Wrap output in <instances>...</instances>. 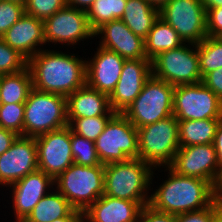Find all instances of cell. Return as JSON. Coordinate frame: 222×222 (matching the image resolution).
<instances>
[{
  "label": "cell",
  "mask_w": 222,
  "mask_h": 222,
  "mask_svg": "<svg viewBox=\"0 0 222 222\" xmlns=\"http://www.w3.org/2000/svg\"><path fill=\"white\" fill-rule=\"evenodd\" d=\"M94 34L104 35L100 46L118 53L125 60L147 59L144 39L134 34L121 19L103 24Z\"/></svg>",
  "instance_id": "17"
},
{
  "label": "cell",
  "mask_w": 222,
  "mask_h": 222,
  "mask_svg": "<svg viewBox=\"0 0 222 222\" xmlns=\"http://www.w3.org/2000/svg\"><path fill=\"white\" fill-rule=\"evenodd\" d=\"M38 169L35 137L18 136L0 155V185H11Z\"/></svg>",
  "instance_id": "15"
},
{
  "label": "cell",
  "mask_w": 222,
  "mask_h": 222,
  "mask_svg": "<svg viewBox=\"0 0 222 222\" xmlns=\"http://www.w3.org/2000/svg\"><path fill=\"white\" fill-rule=\"evenodd\" d=\"M214 202L202 210L176 215V222H213Z\"/></svg>",
  "instance_id": "37"
},
{
  "label": "cell",
  "mask_w": 222,
  "mask_h": 222,
  "mask_svg": "<svg viewBox=\"0 0 222 222\" xmlns=\"http://www.w3.org/2000/svg\"><path fill=\"white\" fill-rule=\"evenodd\" d=\"M173 115L178 121L222 119V100L202 81L177 85L173 91Z\"/></svg>",
  "instance_id": "9"
},
{
  "label": "cell",
  "mask_w": 222,
  "mask_h": 222,
  "mask_svg": "<svg viewBox=\"0 0 222 222\" xmlns=\"http://www.w3.org/2000/svg\"><path fill=\"white\" fill-rule=\"evenodd\" d=\"M159 17L184 43L198 44L207 37L206 10L201 0H169L159 9Z\"/></svg>",
  "instance_id": "11"
},
{
  "label": "cell",
  "mask_w": 222,
  "mask_h": 222,
  "mask_svg": "<svg viewBox=\"0 0 222 222\" xmlns=\"http://www.w3.org/2000/svg\"><path fill=\"white\" fill-rule=\"evenodd\" d=\"M43 22L46 43L73 45L79 40L95 36L84 10L65 6Z\"/></svg>",
  "instance_id": "14"
},
{
  "label": "cell",
  "mask_w": 222,
  "mask_h": 222,
  "mask_svg": "<svg viewBox=\"0 0 222 222\" xmlns=\"http://www.w3.org/2000/svg\"><path fill=\"white\" fill-rule=\"evenodd\" d=\"M66 6V0H27L24 4L25 13L45 20Z\"/></svg>",
  "instance_id": "34"
},
{
  "label": "cell",
  "mask_w": 222,
  "mask_h": 222,
  "mask_svg": "<svg viewBox=\"0 0 222 222\" xmlns=\"http://www.w3.org/2000/svg\"><path fill=\"white\" fill-rule=\"evenodd\" d=\"M145 53L150 61L158 54L180 47L183 40L178 33L160 17L154 22L144 39Z\"/></svg>",
  "instance_id": "25"
},
{
  "label": "cell",
  "mask_w": 222,
  "mask_h": 222,
  "mask_svg": "<svg viewBox=\"0 0 222 222\" xmlns=\"http://www.w3.org/2000/svg\"><path fill=\"white\" fill-rule=\"evenodd\" d=\"M32 86L29 68L14 74L0 75L1 104L25 103Z\"/></svg>",
  "instance_id": "27"
},
{
  "label": "cell",
  "mask_w": 222,
  "mask_h": 222,
  "mask_svg": "<svg viewBox=\"0 0 222 222\" xmlns=\"http://www.w3.org/2000/svg\"><path fill=\"white\" fill-rule=\"evenodd\" d=\"M18 136L15 132L0 127V155L11 147Z\"/></svg>",
  "instance_id": "40"
},
{
  "label": "cell",
  "mask_w": 222,
  "mask_h": 222,
  "mask_svg": "<svg viewBox=\"0 0 222 222\" xmlns=\"http://www.w3.org/2000/svg\"><path fill=\"white\" fill-rule=\"evenodd\" d=\"M54 184L74 209L84 212L104 194V164L81 166L73 163L54 179Z\"/></svg>",
  "instance_id": "5"
},
{
  "label": "cell",
  "mask_w": 222,
  "mask_h": 222,
  "mask_svg": "<svg viewBox=\"0 0 222 222\" xmlns=\"http://www.w3.org/2000/svg\"><path fill=\"white\" fill-rule=\"evenodd\" d=\"M34 89L65 97L86 84V61L73 55L40 50L28 59Z\"/></svg>",
  "instance_id": "1"
},
{
  "label": "cell",
  "mask_w": 222,
  "mask_h": 222,
  "mask_svg": "<svg viewBox=\"0 0 222 222\" xmlns=\"http://www.w3.org/2000/svg\"><path fill=\"white\" fill-rule=\"evenodd\" d=\"M207 36L219 37L222 34V6L206 10Z\"/></svg>",
  "instance_id": "36"
},
{
  "label": "cell",
  "mask_w": 222,
  "mask_h": 222,
  "mask_svg": "<svg viewBox=\"0 0 222 222\" xmlns=\"http://www.w3.org/2000/svg\"><path fill=\"white\" fill-rule=\"evenodd\" d=\"M152 76L149 59L125 60L115 89L109 95L111 109L123 113L141 93L145 82Z\"/></svg>",
  "instance_id": "16"
},
{
  "label": "cell",
  "mask_w": 222,
  "mask_h": 222,
  "mask_svg": "<svg viewBox=\"0 0 222 222\" xmlns=\"http://www.w3.org/2000/svg\"><path fill=\"white\" fill-rule=\"evenodd\" d=\"M52 185H55L54 179L39 169L9 185L13 186V208L17 222L27 218L41 198L49 193L46 189Z\"/></svg>",
  "instance_id": "19"
},
{
  "label": "cell",
  "mask_w": 222,
  "mask_h": 222,
  "mask_svg": "<svg viewBox=\"0 0 222 222\" xmlns=\"http://www.w3.org/2000/svg\"><path fill=\"white\" fill-rule=\"evenodd\" d=\"M151 170V165L138 158L105 164L104 195L136 201L142 207L147 206L150 197L145 192L151 183Z\"/></svg>",
  "instance_id": "3"
},
{
  "label": "cell",
  "mask_w": 222,
  "mask_h": 222,
  "mask_svg": "<svg viewBox=\"0 0 222 222\" xmlns=\"http://www.w3.org/2000/svg\"><path fill=\"white\" fill-rule=\"evenodd\" d=\"M71 150L74 163L81 166H98L101 161L98 158L95 143L92 140L81 137L71 130Z\"/></svg>",
  "instance_id": "31"
},
{
  "label": "cell",
  "mask_w": 222,
  "mask_h": 222,
  "mask_svg": "<svg viewBox=\"0 0 222 222\" xmlns=\"http://www.w3.org/2000/svg\"><path fill=\"white\" fill-rule=\"evenodd\" d=\"M24 14V4L14 1H0V38Z\"/></svg>",
  "instance_id": "35"
},
{
  "label": "cell",
  "mask_w": 222,
  "mask_h": 222,
  "mask_svg": "<svg viewBox=\"0 0 222 222\" xmlns=\"http://www.w3.org/2000/svg\"><path fill=\"white\" fill-rule=\"evenodd\" d=\"M202 82L222 100V67L209 72Z\"/></svg>",
  "instance_id": "39"
},
{
  "label": "cell",
  "mask_w": 222,
  "mask_h": 222,
  "mask_svg": "<svg viewBox=\"0 0 222 222\" xmlns=\"http://www.w3.org/2000/svg\"><path fill=\"white\" fill-rule=\"evenodd\" d=\"M191 45L195 50L182 44L154 57L151 60L152 76L173 86L201 82L197 46L193 43Z\"/></svg>",
  "instance_id": "10"
},
{
  "label": "cell",
  "mask_w": 222,
  "mask_h": 222,
  "mask_svg": "<svg viewBox=\"0 0 222 222\" xmlns=\"http://www.w3.org/2000/svg\"><path fill=\"white\" fill-rule=\"evenodd\" d=\"M142 206L136 201L99 197L84 211L87 222H137Z\"/></svg>",
  "instance_id": "21"
},
{
  "label": "cell",
  "mask_w": 222,
  "mask_h": 222,
  "mask_svg": "<svg viewBox=\"0 0 222 222\" xmlns=\"http://www.w3.org/2000/svg\"><path fill=\"white\" fill-rule=\"evenodd\" d=\"M24 112V103L1 104L0 127L23 136Z\"/></svg>",
  "instance_id": "32"
},
{
  "label": "cell",
  "mask_w": 222,
  "mask_h": 222,
  "mask_svg": "<svg viewBox=\"0 0 222 222\" xmlns=\"http://www.w3.org/2000/svg\"><path fill=\"white\" fill-rule=\"evenodd\" d=\"M205 10L222 6V0H201Z\"/></svg>",
  "instance_id": "44"
},
{
  "label": "cell",
  "mask_w": 222,
  "mask_h": 222,
  "mask_svg": "<svg viewBox=\"0 0 222 222\" xmlns=\"http://www.w3.org/2000/svg\"><path fill=\"white\" fill-rule=\"evenodd\" d=\"M94 2L95 0H66V6L88 11Z\"/></svg>",
  "instance_id": "43"
},
{
  "label": "cell",
  "mask_w": 222,
  "mask_h": 222,
  "mask_svg": "<svg viewBox=\"0 0 222 222\" xmlns=\"http://www.w3.org/2000/svg\"><path fill=\"white\" fill-rule=\"evenodd\" d=\"M214 146L217 154V161L219 169L222 172V120L219 122V125L216 130Z\"/></svg>",
  "instance_id": "41"
},
{
  "label": "cell",
  "mask_w": 222,
  "mask_h": 222,
  "mask_svg": "<svg viewBox=\"0 0 222 222\" xmlns=\"http://www.w3.org/2000/svg\"><path fill=\"white\" fill-rule=\"evenodd\" d=\"M95 54L92 61H86V84L110 95L119 81L125 59L101 46Z\"/></svg>",
  "instance_id": "18"
},
{
  "label": "cell",
  "mask_w": 222,
  "mask_h": 222,
  "mask_svg": "<svg viewBox=\"0 0 222 222\" xmlns=\"http://www.w3.org/2000/svg\"><path fill=\"white\" fill-rule=\"evenodd\" d=\"M138 159L152 167H169L180 148L178 120L174 115L152 124L137 128Z\"/></svg>",
  "instance_id": "6"
},
{
  "label": "cell",
  "mask_w": 222,
  "mask_h": 222,
  "mask_svg": "<svg viewBox=\"0 0 222 222\" xmlns=\"http://www.w3.org/2000/svg\"><path fill=\"white\" fill-rule=\"evenodd\" d=\"M222 119L178 121L180 147L214 143L219 122Z\"/></svg>",
  "instance_id": "24"
},
{
  "label": "cell",
  "mask_w": 222,
  "mask_h": 222,
  "mask_svg": "<svg viewBox=\"0 0 222 222\" xmlns=\"http://www.w3.org/2000/svg\"><path fill=\"white\" fill-rule=\"evenodd\" d=\"M216 201L220 208H222V182H219L216 188Z\"/></svg>",
  "instance_id": "46"
},
{
  "label": "cell",
  "mask_w": 222,
  "mask_h": 222,
  "mask_svg": "<svg viewBox=\"0 0 222 222\" xmlns=\"http://www.w3.org/2000/svg\"><path fill=\"white\" fill-rule=\"evenodd\" d=\"M1 39L29 59L41 50L36 49L37 46L46 43L44 22L25 13L5 32Z\"/></svg>",
  "instance_id": "20"
},
{
  "label": "cell",
  "mask_w": 222,
  "mask_h": 222,
  "mask_svg": "<svg viewBox=\"0 0 222 222\" xmlns=\"http://www.w3.org/2000/svg\"><path fill=\"white\" fill-rule=\"evenodd\" d=\"M169 167L179 175L207 180L215 188L222 176L213 143L180 147Z\"/></svg>",
  "instance_id": "12"
},
{
  "label": "cell",
  "mask_w": 222,
  "mask_h": 222,
  "mask_svg": "<svg viewBox=\"0 0 222 222\" xmlns=\"http://www.w3.org/2000/svg\"><path fill=\"white\" fill-rule=\"evenodd\" d=\"M137 222H176V216L156 211L147 205L142 207Z\"/></svg>",
  "instance_id": "38"
},
{
  "label": "cell",
  "mask_w": 222,
  "mask_h": 222,
  "mask_svg": "<svg viewBox=\"0 0 222 222\" xmlns=\"http://www.w3.org/2000/svg\"><path fill=\"white\" fill-rule=\"evenodd\" d=\"M149 2L152 6L161 9L169 0H145Z\"/></svg>",
  "instance_id": "47"
},
{
  "label": "cell",
  "mask_w": 222,
  "mask_h": 222,
  "mask_svg": "<svg viewBox=\"0 0 222 222\" xmlns=\"http://www.w3.org/2000/svg\"><path fill=\"white\" fill-rule=\"evenodd\" d=\"M35 141L38 169L53 179L74 163L69 126L39 135Z\"/></svg>",
  "instance_id": "13"
},
{
  "label": "cell",
  "mask_w": 222,
  "mask_h": 222,
  "mask_svg": "<svg viewBox=\"0 0 222 222\" xmlns=\"http://www.w3.org/2000/svg\"><path fill=\"white\" fill-rule=\"evenodd\" d=\"M113 115L114 114L96 117L68 118V126L71 128L73 133L95 141L104 131L106 124Z\"/></svg>",
  "instance_id": "30"
},
{
  "label": "cell",
  "mask_w": 222,
  "mask_h": 222,
  "mask_svg": "<svg viewBox=\"0 0 222 222\" xmlns=\"http://www.w3.org/2000/svg\"><path fill=\"white\" fill-rule=\"evenodd\" d=\"M74 208L64 195L56 191L43 196L23 222H52L66 217Z\"/></svg>",
  "instance_id": "26"
},
{
  "label": "cell",
  "mask_w": 222,
  "mask_h": 222,
  "mask_svg": "<svg viewBox=\"0 0 222 222\" xmlns=\"http://www.w3.org/2000/svg\"><path fill=\"white\" fill-rule=\"evenodd\" d=\"M84 212L73 209L66 217L55 219L52 222H84Z\"/></svg>",
  "instance_id": "42"
},
{
  "label": "cell",
  "mask_w": 222,
  "mask_h": 222,
  "mask_svg": "<svg viewBox=\"0 0 222 222\" xmlns=\"http://www.w3.org/2000/svg\"><path fill=\"white\" fill-rule=\"evenodd\" d=\"M27 65L28 59L0 38V75L21 72Z\"/></svg>",
  "instance_id": "33"
},
{
  "label": "cell",
  "mask_w": 222,
  "mask_h": 222,
  "mask_svg": "<svg viewBox=\"0 0 222 222\" xmlns=\"http://www.w3.org/2000/svg\"><path fill=\"white\" fill-rule=\"evenodd\" d=\"M170 177L151 194L148 205L172 215L202 210L216 200V188L207 180L182 176L168 167Z\"/></svg>",
  "instance_id": "2"
},
{
  "label": "cell",
  "mask_w": 222,
  "mask_h": 222,
  "mask_svg": "<svg viewBox=\"0 0 222 222\" xmlns=\"http://www.w3.org/2000/svg\"><path fill=\"white\" fill-rule=\"evenodd\" d=\"M213 222H222V208L219 207L218 202L214 201V217Z\"/></svg>",
  "instance_id": "45"
},
{
  "label": "cell",
  "mask_w": 222,
  "mask_h": 222,
  "mask_svg": "<svg viewBox=\"0 0 222 222\" xmlns=\"http://www.w3.org/2000/svg\"><path fill=\"white\" fill-rule=\"evenodd\" d=\"M66 100L67 118L96 117L115 114L110 106L109 95L99 92L87 84L68 95Z\"/></svg>",
  "instance_id": "22"
},
{
  "label": "cell",
  "mask_w": 222,
  "mask_h": 222,
  "mask_svg": "<svg viewBox=\"0 0 222 222\" xmlns=\"http://www.w3.org/2000/svg\"><path fill=\"white\" fill-rule=\"evenodd\" d=\"M23 136L37 137L68 126L67 100L32 88L25 101Z\"/></svg>",
  "instance_id": "4"
},
{
  "label": "cell",
  "mask_w": 222,
  "mask_h": 222,
  "mask_svg": "<svg viewBox=\"0 0 222 222\" xmlns=\"http://www.w3.org/2000/svg\"><path fill=\"white\" fill-rule=\"evenodd\" d=\"M94 143L98 158L104 165L138 158L137 128L123 113H115L110 118Z\"/></svg>",
  "instance_id": "8"
},
{
  "label": "cell",
  "mask_w": 222,
  "mask_h": 222,
  "mask_svg": "<svg viewBox=\"0 0 222 222\" xmlns=\"http://www.w3.org/2000/svg\"><path fill=\"white\" fill-rule=\"evenodd\" d=\"M174 88L170 83L151 76L123 114L136 128L168 118L173 115Z\"/></svg>",
  "instance_id": "7"
},
{
  "label": "cell",
  "mask_w": 222,
  "mask_h": 222,
  "mask_svg": "<svg viewBox=\"0 0 222 222\" xmlns=\"http://www.w3.org/2000/svg\"><path fill=\"white\" fill-rule=\"evenodd\" d=\"M127 0H95L88 9L87 18L90 27L95 32L103 24L115 19H121Z\"/></svg>",
  "instance_id": "28"
},
{
  "label": "cell",
  "mask_w": 222,
  "mask_h": 222,
  "mask_svg": "<svg viewBox=\"0 0 222 222\" xmlns=\"http://www.w3.org/2000/svg\"><path fill=\"white\" fill-rule=\"evenodd\" d=\"M5 1H14V2L25 4L27 0H5Z\"/></svg>",
  "instance_id": "48"
},
{
  "label": "cell",
  "mask_w": 222,
  "mask_h": 222,
  "mask_svg": "<svg viewBox=\"0 0 222 222\" xmlns=\"http://www.w3.org/2000/svg\"><path fill=\"white\" fill-rule=\"evenodd\" d=\"M196 46L203 79L209 72L222 67V39L207 36Z\"/></svg>",
  "instance_id": "29"
},
{
  "label": "cell",
  "mask_w": 222,
  "mask_h": 222,
  "mask_svg": "<svg viewBox=\"0 0 222 222\" xmlns=\"http://www.w3.org/2000/svg\"><path fill=\"white\" fill-rule=\"evenodd\" d=\"M159 18V9L145 0H127L121 20L136 35L145 39L154 22Z\"/></svg>",
  "instance_id": "23"
}]
</instances>
